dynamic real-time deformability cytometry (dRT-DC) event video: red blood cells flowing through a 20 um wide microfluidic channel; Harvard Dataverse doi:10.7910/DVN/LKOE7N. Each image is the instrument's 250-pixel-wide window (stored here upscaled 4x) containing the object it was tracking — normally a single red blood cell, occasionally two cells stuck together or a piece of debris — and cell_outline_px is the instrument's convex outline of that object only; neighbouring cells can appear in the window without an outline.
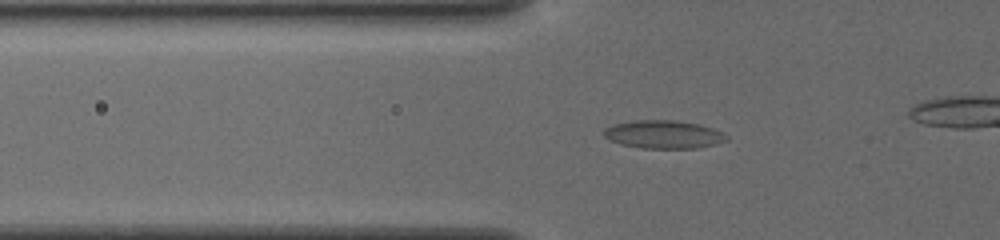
{"species": "common noctule bat (a hibernating species)", "species_latin": "Nyctalus noctula", "temperature_condition": "cold", "stored_images_in_passage": 47, "camera_frame_rate_fps": 3000, "um_per_image_px": 0.085, "animal": {"sex": "female", "body_mass_g": 19.5, "forearm_length_mm": 54.1}, "frame": {"image": 1, "passage_image": 18, "time_ms": 5.667, "image_size_px": [1000, 240], "cell_outline_px": [[728, 140], [716, 144], [696, 148], [640, 148], [620, 144], [608, 140], [604, 136], [604, 128], [616, 124], [632, 120], [672, 120], [700, 124], [724, 132], [728, 136]], "centroid_in_image_um": [56.41, 11.43], "position_along_channel_um": 69.4, "area_um2": 20.23}}
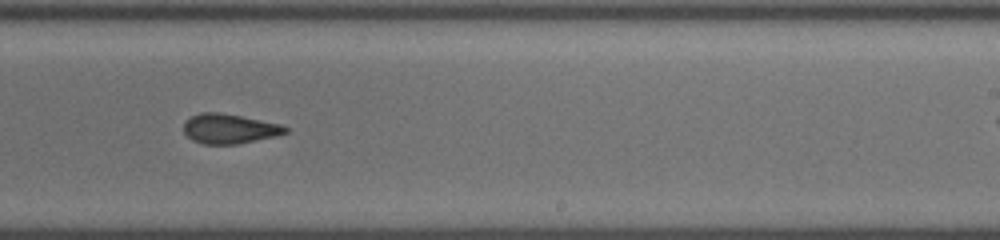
{"frame": {"image": 2, "passage_image": 34, "time_ms": 11.0, "image_size_px": [1000, 240], "cell_outline_px": [[288, 132], [276, 136], [236, 144], [204, 144], [192, 140], [184, 132], [184, 124], [192, 116], [200, 112], [220, 112], [280, 124], [288, 128]], "centroid_in_image_um": [19.49, 10.94], "position_along_channel_um": 269.5, "area_um2": 17.4}}
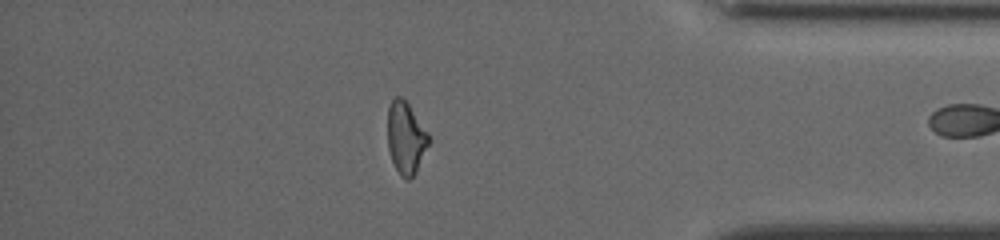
{"frame": {"image": 3, "passage_image": 46, "time_ms": 15.0, "image_size_px": [1000, 240], "cell_outline_px": [[432, 140], [416, 172], [408, 180], [404, 180], [400, 176], [392, 160], [388, 148], [388, 108], [392, 100], [396, 96], [400, 96], [408, 104], [428, 132]], "centroid_in_image_um": [34.52, 11.75], "position_along_channel_um": 400.7, "area_um2": 17.34}}